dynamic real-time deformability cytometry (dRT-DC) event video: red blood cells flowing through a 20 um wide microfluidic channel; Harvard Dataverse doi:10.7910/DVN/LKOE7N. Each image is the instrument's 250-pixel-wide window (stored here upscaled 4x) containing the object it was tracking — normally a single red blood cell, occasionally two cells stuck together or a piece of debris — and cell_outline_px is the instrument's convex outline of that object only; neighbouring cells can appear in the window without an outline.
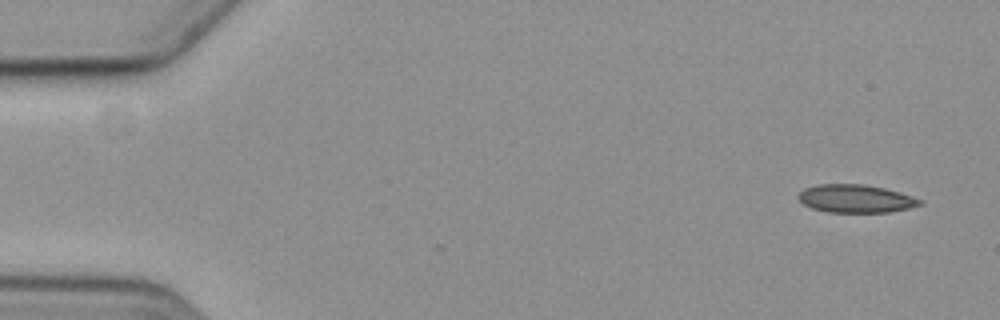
{"species": "common noctule bat (a hibernating species)", "species_latin": "Nyctalus noctula", "temperature_condition": "cold", "stored_images_in_passage": 7, "camera_frame_rate_fps": 3000, "um_per_image_px": 0.085, "animal": {"sex": "female", "body_mass_g": 19.3, "forearm_length_mm": 54.1}, "frame": {"image": 1, "passage_image": 1, "time_ms": 0.0, "image_size_px": [1000, 320], "cell_outline_px": [[924, 204], [908, 208], [888, 212], [828, 212], [812, 208], [804, 204], [796, 196], [804, 188], [816, 184], [864, 184], [884, 188], [900, 192], [924, 200]], "centroid_in_image_um": [72.75, 16.88], "position_along_channel_um": 12.3, "area_um2": 19.94}}
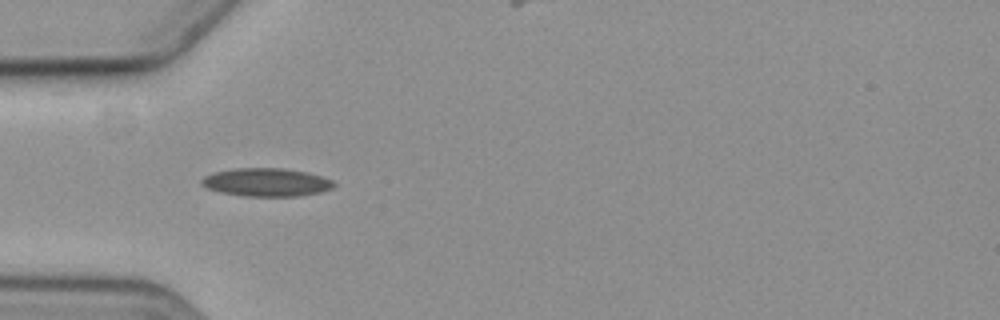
{"frame": {"image": 2, "passage_image": 5, "time_ms": 5.0, "image_size_px": [1000, 320], "cell_outline_px": [[336, 184], [332, 188], [320, 192], [300, 196], [244, 196], [220, 192], [208, 188], [200, 184], [200, 180], [204, 176], [216, 172], [236, 168], [284, 168], [308, 172], [332, 180]], "centroid_in_image_um": [22.65, 15.49], "position_along_channel_um": 62.4, "area_um2": 21.73}}